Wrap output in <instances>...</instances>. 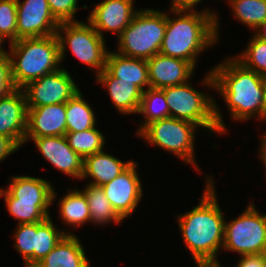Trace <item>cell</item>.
Here are the masks:
<instances>
[{
    "mask_svg": "<svg viewBox=\"0 0 266 267\" xmlns=\"http://www.w3.org/2000/svg\"><path fill=\"white\" fill-rule=\"evenodd\" d=\"M88 15V22L104 38L109 31L119 36L130 24L139 9L134 8V0H103Z\"/></svg>",
    "mask_w": 266,
    "mask_h": 267,
    "instance_id": "13",
    "label": "cell"
},
{
    "mask_svg": "<svg viewBox=\"0 0 266 267\" xmlns=\"http://www.w3.org/2000/svg\"><path fill=\"white\" fill-rule=\"evenodd\" d=\"M150 88L162 89L189 82L195 67L186 60H181L161 53L147 60Z\"/></svg>",
    "mask_w": 266,
    "mask_h": 267,
    "instance_id": "15",
    "label": "cell"
},
{
    "mask_svg": "<svg viewBox=\"0 0 266 267\" xmlns=\"http://www.w3.org/2000/svg\"><path fill=\"white\" fill-rule=\"evenodd\" d=\"M0 197L11 216L18 220L17 224L42 222L50 217L51 205H34V203L15 202V197L7 190L0 188ZM49 210V211H48Z\"/></svg>",
    "mask_w": 266,
    "mask_h": 267,
    "instance_id": "27",
    "label": "cell"
},
{
    "mask_svg": "<svg viewBox=\"0 0 266 267\" xmlns=\"http://www.w3.org/2000/svg\"><path fill=\"white\" fill-rule=\"evenodd\" d=\"M167 26V14L160 10L142 9L118 36L117 53L148 60L159 53Z\"/></svg>",
    "mask_w": 266,
    "mask_h": 267,
    "instance_id": "6",
    "label": "cell"
},
{
    "mask_svg": "<svg viewBox=\"0 0 266 267\" xmlns=\"http://www.w3.org/2000/svg\"><path fill=\"white\" fill-rule=\"evenodd\" d=\"M79 238L65 235L34 267H91Z\"/></svg>",
    "mask_w": 266,
    "mask_h": 267,
    "instance_id": "22",
    "label": "cell"
},
{
    "mask_svg": "<svg viewBox=\"0 0 266 267\" xmlns=\"http://www.w3.org/2000/svg\"><path fill=\"white\" fill-rule=\"evenodd\" d=\"M18 150L19 148L9 138L0 135V163Z\"/></svg>",
    "mask_w": 266,
    "mask_h": 267,
    "instance_id": "37",
    "label": "cell"
},
{
    "mask_svg": "<svg viewBox=\"0 0 266 267\" xmlns=\"http://www.w3.org/2000/svg\"><path fill=\"white\" fill-rule=\"evenodd\" d=\"M251 203L237 218L225 221L223 250L240 256L266 254V214Z\"/></svg>",
    "mask_w": 266,
    "mask_h": 267,
    "instance_id": "9",
    "label": "cell"
},
{
    "mask_svg": "<svg viewBox=\"0 0 266 267\" xmlns=\"http://www.w3.org/2000/svg\"><path fill=\"white\" fill-rule=\"evenodd\" d=\"M261 84L263 88L264 100H265V108H266V73L261 74Z\"/></svg>",
    "mask_w": 266,
    "mask_h": 267,
    "instance_id": "42",
    "label": "cell"
},
{
    "mask_svg": "<svg viewBox=\"0 0 266 267\" xmlns=\"http://www.w3.org/2000/svg\"><path fill=\"white\" fill-rule=\"evenodd\" d=\"M66 103L49 104L27 109L25 139L65 136Z\"/></svg>",
    "mask_w": 266,
    "mask_h": 267,
    "instance_id": "17",
    "label": "cell"
},
{
    "mask_svg": "<svg viewBox=\"0 0 266 267\" xmlns=\"http://www.w3.org/2000/svg\"><path fill=\"white\" fill-rule=\"evenodd\" d=\"M56 35L60 44L61 64L66 58L65 52L69 46L71 53L80 62L89 66V69L96 70V75L105 69L109 50H107L105 39L89 22H62L57 28Z\"/></svg>",
    "mask_w": 266,
    "mask_h": 267,
    "instance_id": "7",
    "label": "cell"
},
{
    "mask_svg": "<svg viewBox=\"0 0 266 267\" xmlns=\"http://www.w3.org/2000/svg\"><path fill=\"white\" fill-rule=\"evenodd\" d=\"M60 217L71 227H81L90 222V212L86 196L82 190L71 189L69 193L58 200Z\"/></svg>",
    "mask_w": 266,
    "mask_h": 267,
    "instance_id": "23",
    "label": "cell"
},
{
    "mask_svg": "<svg viewBox=\"0 0 266 267\" xmlns=\"http://www.w3.org/2000/svg\"><path fill=\"white\" fill-rule=\"evenodd\" d=\"M5 40L6 39L2 35H0V57L1 56H6L9 53V51H5L3 49V43H6Z\"/></svg>",
    "mask_w": 266,
    "mask_h": 267,
    "instance_id": "43",
    "label": "cell"
},
{
    "mask_svg": "<svg viewBox=\"0 0 266 267\" xmlns=\"http://www.w3.org/2000/svg\"><path fill=\"white\" fill-rule=\"evenodd\" d=\"M49 9L54 18L59 22H78L75 14L79 9L78 0H47Z\"/></svg>",
    "mask_w": 266,
    "mask_h": 267,
    "instance_id": "34",
    "label": "cell"
},
{
    "mask_svg": "<svg viewBox=\"0 0 266 267\" xmlns=\"http://www.w3.org/2000/svg\"><path fill=\"white\" fill-rule=\"evenodd\" d=\"M170 8L177 10H196L195 7L202 0H171Z\"/></svg>",
    "mask_w": 266,
    "mask_h": 267,
    "instance_id": "38",
    "label": "cell"
},
{
    "mask_svg": "<svg viewBox=\"0 0 266 267\" xmlns=\"http://www.w3.org/2000/svg\"><path fill=\"white\" fill-rule=\"evenodd\" d=\"M13 235L15 240L14 248L22 255L23 261L25 262L24 267H34L37 222L28 224H17L16 230Z\"/></svg>",
    "mask_w": 266,
    "mask_h": 267,
    "instance_id": "31",
    "label": "cell"
},
{
    "mask_svg": "<svg viewBox=\"0 0 266 267\" xmlns=\"http://www.w3.org/2000/svg\"><path fill=\"white\" fill-rule=\"evenodd\" d=\"M212 176L206 177V188L197 206L178 215L183 242L195 261H217L223 249L225 217L215 191Z\"/></svg>",
    "mask_w": 266,
    "mask_h": 267,
    "instance_id": "2",
    "label": "cell"
},
{
    "mask_svg": "<svg viewBox=\"0 0 266 267\" xmlns=\"http://www.w3.org/2000/svg\"><path fill=\"white\" fill-rule=\"evenodd\" d=\"M223 60L209 70L200 84L217 90L228 106L233 120L245 122L255 117L266 122L260 75L245 68L234 57Z\"/></svg>",
    "mask_w": 266,
    "mask_h": 267,
    "instance_id": "1",
    "label": "cell"
},
{
    "mask_svg": "<svg viewBox=\"0 0 266 267\" xmlns=\"http://www.w3.org/2000/svg\"><path fill=\"white\" fill-rule=\"evenodd\" d=\"M198 128L196 124L169 117L151 122L138 134V137L150 145L174 154L198 171L200 168L194 154L195 130Z\"/></svg>",
    "mask_w": 266,
    "mask_h": 267,
    "instance_id": "8",
    "label": "cell"
},
{
    "mask_svg": "<svg viewBox=\"0 0 266 267\" xmlns=\"http://www.w3.org/2000/svg\"><path fill=\"white\" fill-rule=\"evenodd\" d=\"M16 87L12 81L9 55L0 57V99L7 97Z\"/></svg>",
    "mask_w": 266,
    "mask_h": 267,
    "instance_id": "35",
    "label": "cell"
},
{
    "mask_svg": "<svg viewBox=\"0 0 266 267\" xmlns=\"http://www.w3.org/2000/svg\"><path fill=\"white\" fill-rule=\"evenodd\" d=\"M12 81L16 89L59 70L60 44L56 34L22 38L9 43Z\"/></svg>",
    "mask_w": 266,
    "mask_h": 267,
    "instance_id": "4",
    "label": "cell"
},
{
    "mask_svg": "<svg viewBox=\"0 0 266 267\" xmlns=\"http://www.w3.org/2000/svg\"><path fill=\"white\" fill-rule=\"evenodd\" d=\"M17 40L54 35L59 22L52 15L47 0H16Z\"/></svg>",
    "mask_w": 266,
    "mask_h": 267,
    "instance_id": "12",
    "label": "cell"
},
{
    "mask_svg": "<svg viewBox=\"0 0 266 267\" xmlns=\"http://www.w3.org/2000/svg\"><path fill=\"white\" fill-rule=\"evenodd\" d=\"M96 82L107 88L111 102L119 113L122 115L138 113L142 91L133 82L120 81L105 69L96 75Z\"/></svg>",
    "mask_w": 266,
    "mask_h": 267,
    "instance_id": "19",
    "label": "cell"
},
{
    "mask_svg": "<svg viewBox=\"0 0 266 267\" xmlns=\"http://www.w3.org/2000/svg\"><path fill=\"white\" fill-rule=\"evenodd\" d=\"M192 82L162 88L169 108L170 117L184 120L218 135L227 132L221 109L215 99L195 89Z\"/></svg>",
    "mask_w": 266,
    "mask_h": 267,
    "instance_id": "5",
    "label": "cell"
},
{
    "mask_svg": "<svg viewBox=\"0 0 266 267\" xmlns=\"http://www.w3.org/2000/svg\"><path fill=\"white\" fill-rule=\"evenodd\" d=\"M133 160L121 161L108 152L99 151L84 158L81 179L92 178L89 185L101 187L123 173Z\"/></svg>",
    "mask_w": 266,
    "mask_h": 267,
    "instance_id": "20",
    "label": "cell"
},
{
    "mask_svg": "<svg viewBox=\"0 0 266 267\" xmlns=\"http://www.w3.org/2000/svg\"><path fill=\"white\" fill-rule=\"evenodd\" d=\"M197 267H220L219 260L217 261H195Z\"/></svg>",
    "mask_w": 266,
    "mask_h": 267,
    "instance_id": "40",
    "label": "cell"
},
{
    "mask_svg": "<svg viewBox=\"0 0 266 267\" xmlns=\"http://www.w3.org/2000/svg\"><path fill=\"white\" fill-rule=\"evenodd\" d=\"M254 34L259 38L266 40V20L257 28Z\"/></svg>",
    "mask_w": 266,
    "mask_h": 267,
    "instance_id": "41",
    "label": "cell"
},
{
    "mask_svg": "<svg viewBox=\"0 0 266 267\" xmlns=\"http://www.w3.org/2000/svg\"><path fill=\"white\" fill-rule=\"evenodd\" d=\"M261 144H260V152H259V158L263 162L265 168H266V132L263 133L261 136ZM266 172V171H265Z\"/></svg>",
    "mask_w": 266,
    "mask_h": 267,
    "instance_id": "39",
    "label": "cell"
},
{
    "mask_svg": "<svg viewBox=\"0 0 266 267\" xmlns=\"http://www.w3.org/2000/svg\"><path fill=\"white\" fill-rule=\"evenodd\" d=\"M79 89L72 76L64 68L43 75L22 88L27 108L66 103L80 91Z\"/></svg>",
    "mask_w": 266,
    "mask_h": 267,
    "instance_id": "10",
    "label": "cell"
},
{
    "mask_svg": "<svg viewBox=\"0 0 266 267\" xmlns=\"http://www.w3.org/2000/svg\"><path fill=\"white\" fill-rule=\"evenodd\" d=\"M34 141L42 156L59 171L73 178L81 179L84 159L72 150L65 136H46L24 139Z\"/></svg>",
    "mask_w": 266,
    "mask_h": 267,
    "instance_id": "14",
    "label": "cell"
},
{
    "mask_svg": "<svg viewBox=\"0 0 266 267\" xmlns=\"http://www.w3.org/2000/svg\"><path fill=\"white\" fill-rule=\"evenodd\" d=\"M236 267H266V254L242 255Z\"/></svg>",
    "mask_w": 266,
    "mask_h": 267,
    "instance_id": "36",
    "label": "cell"
},
{
    "mask_svg": "<svg viewBox=\"0 0 266 267\" xmlns=\"http://www.w3.org/2000/svg\"><path fill=\"white\" fill-rule=\"evenodd\" d=\"M170 11L175 17L167 13V26L159 53L186 60L195 67L196 57L218 43L219 15L206 8L201 11L171 8Z\"/></svg>",
    "mask_w": 266,
    "mask_h": 267,
    "instance_id": "3",
    "label": "cell"
},
{
    "mask_svg": "<svg viewBox=\"0 0 266 267\" xmlns=\"http://www.w3.org/2000/svg\"><path fill=\"white\" fill-rule=\"evenodd\" d=\"M97 126L78 132H66L65 138L74 152L83 159L104 149L106 143L102 131Z\"/></svg>",
    "mask_w": 266,
    "mask_h": 267,
    "instance_id": "28",
    "label": "cell"
},
{
    "mask_svg": "<svg viewBox=\"0 0 266 267\" xmlns=\"http://www.w3.org/2000/svg\"><path fill=\"white\" fill-rule=\"evenodd\" d=\"M92 109L81 91L69 99L66 102L65 114L67 132L84 131L97 126L95 113Z\"/></svg>",
    "mask_w": 266,
    "mask_h": 267,
    "instance_id": "25",
    "label": "cell"
},
{
    "mask_svg": "<svg viewBox=\"0 0 266 267\" xmlns=\"http://www.w3.org/2000/svg\"><path fill=\"white\" fill-rule=\"evenodd\" d=\"M0 35L9 43L17 41L16 0H0Z\"/></svg>",
    "mask_w": 266,
    "mask_h": 267,
    "instance_id": "33",
    "label": "cell"
},
{
    "mask_svg": "<svg viewBox=\"0 0 266 267\" xmlns=\"http://www.w3.org/2000/svg\"><path fill=\"white\" fill-rule=\"evenodd\" d=\"M105 70L120 81L133 82L142 92L150 88L147 60L109 51Z\"/></svg>",
    "mask_w": 266,
    "mask_h": 267,
    "instance_id": "21",
    "label": "cell"
},
{
    "mask_svg": "<svg viewBox=\"0 0 266 267\" xmlns=\"http://www.w3.org/2000/svg\"><path fill=\"white\" fill-rule=\"evenodd\" d=\"M234 17L252 30L266 20V0H229Z\"/></svg>",
    "mask_w": 266,
    "mask_h": 267,
    "instance_id": "29",
    "label": "cell"
},
{
    "mask_svg": "<svg viewBox=\"0 0 266 267\" xmlns=\"http://www.w3.org/2000/svg\"><path fill=\"white\" fill-rule=\"evenodd\" d=\"M43 178L32 176H12L7 190L15 197V202L34 203V205H52L56 190Z\"/></svg>",
    "mask_w": 266,
    "mask_h": 267,
    "instance_id": "18",
    "label": "cell"
},
{
    "mask_svg": "<svg viewBox=\"0 0 266 267\" xmlns=\"http://www.w3.org/2000/svg\"><path fill=\"white\" fill-rule=\"evenodd\" d=\"M65 235H73L71 232L59 230L54 226L50 217L42 222H37L35 265L42 260Z\"/></svg>",
    "mask_w": 266,
    "mask_h": 267,
    "instance_id": "30",
    "label": "cell"
},
{
    "mask_svg": "<svg viewBox=\"0 0 266 267\" xmlns=\"http://www.w3.org/2000/svg\"><path fill=\"white\" fill-rule=\"evenodd\" d=\"M82 191L88 202L90 223L105 226L112 222L118 224L124 220L111 206L101 187L86 184Z\"/></svg>",
    "mask_w": 266,
    "mask_h": 267,
    "instance_id": "24",
    "label": "cell"
},
{
    "mask_svg": "<svg viewBox=\"0 0 266 267\" xmlns=\"http://www.w3.org/2000/svg\"><path fill=\"white\" fill-rule=\"evenodd\" d=\"M243 51L234 58L245 68L259 75L266 73V40L252 35L250 42Z\"/></svg>",
    "mask_w": 266,
    "mask_h": 267,
    "instance_id": "32",
    "label": "cell"
},
{
    "mask_svg": "<svg viewBox=\"0 0 266 267\" xmlns=\"http://www.w3.org/2000/svg\"><path fill=\"white\" fill-rule=\"evenodd\" d=\"M138 163H133L120 175L101 186L115 211L125 220L130 217L143 198L142 182L137 173Z\"/></svg>",
    "mask_w": 266,
    "mask_h": 267,
    "instance_id": "11",
    "label": "cell"
},
{
    "mask_svg": "<svg viewBox=\"0 0 266 267\" xmlns=\"http://www.w3.org/2000/svg\"><path fill=\"white\" fill-rule=\"evenodd\" d=\"M27 109L22 89H15L0 99V135L9 138L18 148L24 144Z\"/></svg>",
    "mask_w": 266,
    "mask_h": 267,
    "instance_id": "16",
    "label": "cell"
},
{
    "mask_svg": "<svg viewBox=\"0 0 266 267\" xmlns=\"http://www.w3.org/2000/svg\"><path fill=\"white\" fill-rule=\"evenodd\" d=\"M138 113L143 116L144 121L140 122L141 125L137 129L136 135L151 122L169 118L170 113L164 92L155 88H147L143 91Z\"/></svg>",
    "mask_w": 266,
    "mask_h": 267,
    "instance_id": "26",
    "label": "cell"
}]
</instances>
